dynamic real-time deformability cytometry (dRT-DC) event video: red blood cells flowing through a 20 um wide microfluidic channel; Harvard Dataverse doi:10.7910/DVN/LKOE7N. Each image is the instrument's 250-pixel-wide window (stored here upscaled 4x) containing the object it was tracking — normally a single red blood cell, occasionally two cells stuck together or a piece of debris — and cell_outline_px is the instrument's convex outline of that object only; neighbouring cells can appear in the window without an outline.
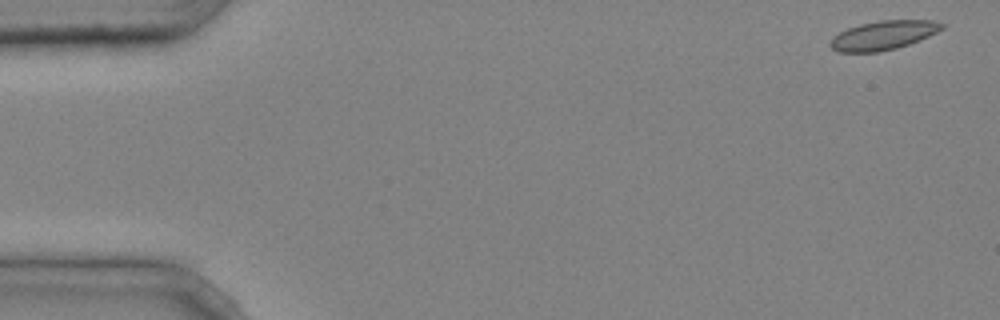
{"species": "common noctule bat (a hibernating species)", "species_latin": "Nyctalus noctula", "temperature_condition": "cold", "stored_images_in_passage": 4, "camera_frame_rate_fps": 3000, "um_per_image_px": 0.085, "animal": {"sex": "male", "body_mass_g": 20.4}, "frame": {"image": 1, "passage_image": 1, "time_ms": 0.0, "image_size_px": [1000, 320], "cell_outline_px": [[944, 28], [920, 40], [896, 48], [880, 52], [840, 52], [832, 48], [828, 44], [832, 36], [848, 28], [860, 24], [880, 20], [932, 20], [944, 24]], "centroid_in_image_um": [75.06, 3.0], "position_along_channel_um": 9.9, "area_um2": 18.84}}